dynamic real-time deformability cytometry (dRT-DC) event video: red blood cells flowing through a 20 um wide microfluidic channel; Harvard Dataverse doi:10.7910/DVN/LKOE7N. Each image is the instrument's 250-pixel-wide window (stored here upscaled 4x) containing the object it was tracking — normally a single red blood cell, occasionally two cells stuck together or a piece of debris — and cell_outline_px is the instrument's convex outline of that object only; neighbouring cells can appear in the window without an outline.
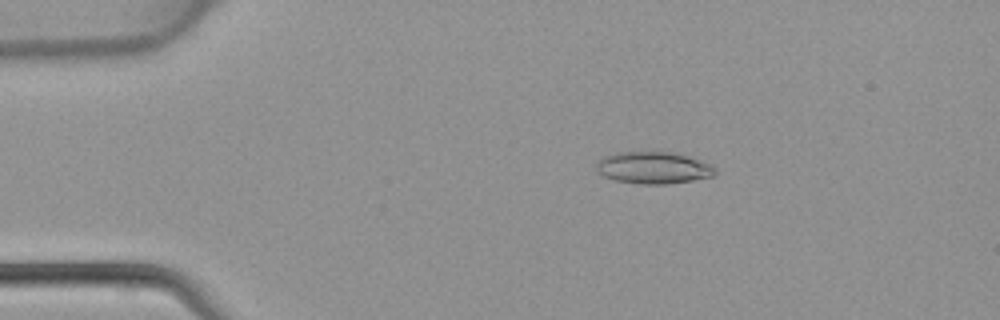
{"species": "common noctule bat (a hibernating species)", "species_latin": "Nyctalus noctula", "temperature_condition": "warm", "stored_images_in_passage": 25, "camera_frame_rate_fps": 3000, "um_per_image_px": 0.085, "animal": {"sex": "female", "body_mass_g": 22.7, "forearm_length_mm": 54.2}, "frame": {"image": 1, "passage_image": 8, "time_ms": 2.333, "image_size_px": [1000, 320], "cell_outline_px": [[716, 176], [668, 184], [640, 184], [616, 180], [604, 176], [596, 172], [596, 164], [604, 156], [616, 152], [676, 152], [712, 164], [716, 168]], "centroid_in_image_um": [55.57, 14.26], "position_along_channel_um": 29.4, "area_um2": 22.31}}
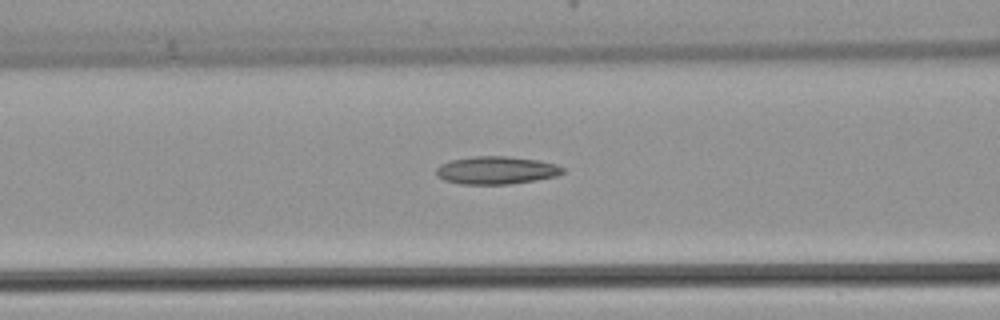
{"frame": {"image": 2, "passage_image": 18, "time_ms": 5.667, "image_size_px": [1000, 320], "cell_outline_px": [[564, 172], [556, 176], [536, 180], [508, 184], [460, 184], [444, 180], [436, 176], [436, 168], [440, 164], [452, 160], [472, 156], [508, 156], [540, 160], [556, 164], [564, 168]], "centroid_in_image_um": [42.18, 14.47], "position_along_channel_um": 124.4, "area_um2": 20.63}}
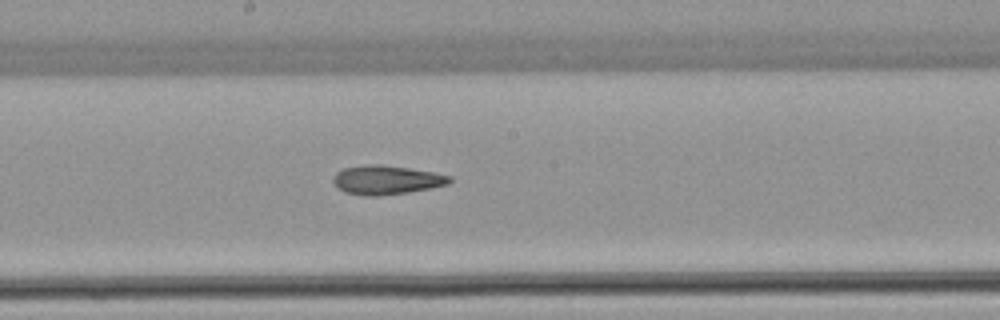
{"frame": {"image": 3, "passage_image": 24, "time_ms": 7.667, "image_size_px": [1000, 320], "cell_outline_px": [[452, 180], [448, 184], [408, 192], [380, 196], [364, 196], [344, 192], [336, 188], [332, 180], [332, 176], [336, 172], [344, 168], [368, 164], [380, 164], [436, 172], [452, 176]], "centroid_in_image_um": [32.81, 15.29], "position_along_channel_um": 215.4, "area_um2": 19.88}}